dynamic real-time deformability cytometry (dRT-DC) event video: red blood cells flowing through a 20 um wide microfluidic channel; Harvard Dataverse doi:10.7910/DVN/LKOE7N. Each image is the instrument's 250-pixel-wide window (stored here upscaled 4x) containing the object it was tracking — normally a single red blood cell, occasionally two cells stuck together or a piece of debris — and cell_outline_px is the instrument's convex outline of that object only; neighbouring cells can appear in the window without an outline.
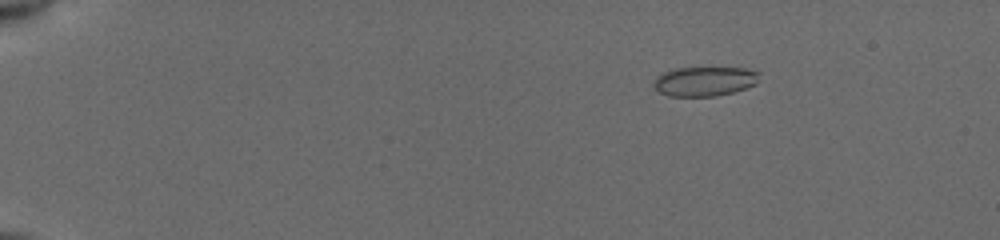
{"species": "common noctule bat (a hibernating species)", "species_latin": "Nyctalus noctula", "temperature_condition": "cold", "stored_images_in_passage": 50, "camera_frame_rate_fps": 3000, "um_per_image_px": 0.085, "animal": {"sex": "female", "body_mass_g": 19.5, "forearm_length_mm": 54.1}, "frame": {"image": 1, "passage_image": 5, "time_ms": 1.333, "image_size_px": [1000, 240], "cell_outline_px": [[752, 84], [728, 92], [704, 96], [680, 96], [664, 92], [656, 84], [664, 76], [672, 72], [688, 68], [732, 68], [752, 72]], "centroid_in_image_um": [59.88, 6.92], "position_along_channel_um": 25.1, "area_um2": 15.43}}
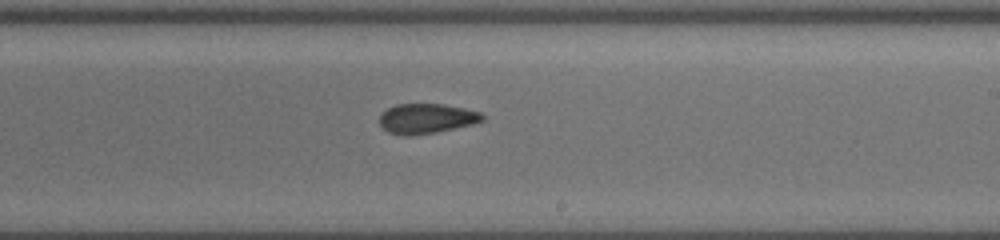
{"frame": {"image": 2, "passage_image": 31, "time_ms": 10.0, "image_size_px": [1000, 240], "cell_outline_px": [[480, 120], [464, 124], [424, 132], [396, 132], [388, 128], [380, 120], [384, 112], [392, 108], [404, 104], [432, 104], [456, 108], [476, 112], [480, 116]], "centroid_in_image_um": [36.2, 10.01], "position_along_channel_um": 252.8, "area_um2": 14.97}}
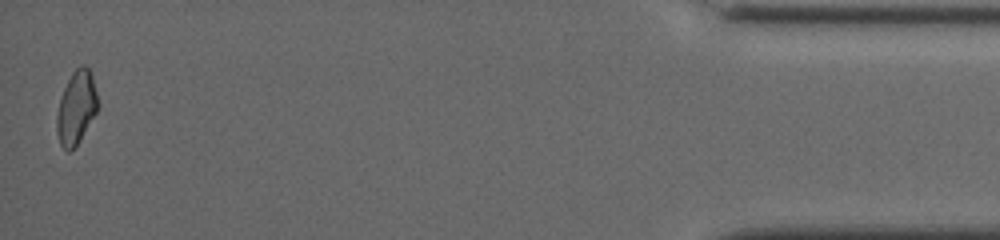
{"frame": {"image": 3, "passage_image": 50, "time_ms": 16.333, "image_size_px": [1000, 240], "cell_outline_px": [[96, 112], [76, 144], [72, 148], [60, 140], [60, 104], [64, 92], [72, 76], [76, 72], [84, 68], [88, 68], [96, 96]], "centroid_in_image_um": [6.55, 9.12], "position_along_channel_um": 428.6, "area_um2": 14.62}, "authors_computed_cell_mechanics": {"area_um2": 15.3748, "velocity_mm_per_s": 3.9354, "shape_relaxation_time_tau1_ms": 6.714, "shape_relaxation_time_tau2_ms": 3.3648, "deformation_change_tau1": 0.1266, "deformation_change_tau2": 0.0781}}